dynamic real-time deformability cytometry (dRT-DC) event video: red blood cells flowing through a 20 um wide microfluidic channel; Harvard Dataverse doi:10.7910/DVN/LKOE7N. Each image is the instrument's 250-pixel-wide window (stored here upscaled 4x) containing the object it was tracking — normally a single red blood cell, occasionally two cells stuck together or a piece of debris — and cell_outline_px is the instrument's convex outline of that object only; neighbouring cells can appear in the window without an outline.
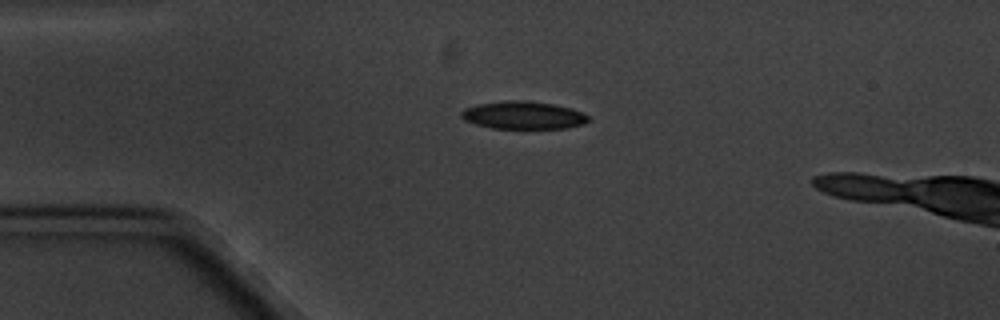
{"species": "common noctule bat (a hibernating species)", "species_latin": "Nyctalus noctula", "temperature_condition": "cold", "stored_images_in_passage": 3, "camera_frame_rate_fps": 3000, "um_per_image_px": 0.085, "animal": {"sex": "male", "body_mass_g": 20.1, "forearm_length_mm": 53.5}, "frame": {"image": 1, "passage_image": 1, "time_ms": 0.0, "image_size_px": [1000, 320], "cell_outline_px": [[592, 120], [584, 124], [568, 128], [492, 128], [476, 124], [464, 120], [460, 116], [460, 112], [464, 108], [480, 104], [508, 100], [524, 100], [552, 104], [572, 108], [588, 116]], "centroid_in_image_um": [44.49, 9.79], "position_along_channel_um": 40.5, "area_um2": 20.52}}